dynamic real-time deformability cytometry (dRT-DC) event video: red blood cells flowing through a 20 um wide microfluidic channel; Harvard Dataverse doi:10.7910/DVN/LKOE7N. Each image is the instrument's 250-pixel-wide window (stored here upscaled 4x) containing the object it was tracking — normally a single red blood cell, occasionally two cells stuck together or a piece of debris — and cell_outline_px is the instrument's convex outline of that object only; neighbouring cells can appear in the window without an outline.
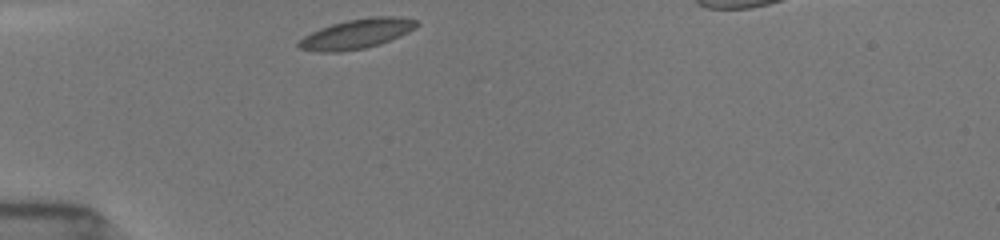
{"species": "common noctule bat (a hibernating species)", "species_latin": "Nyctalus noctula", "temperature_condition": "room temperature", "stored_images_in_passage": 7, "camera_frame_rate_fps": 3000, "um_per_image_px": 0.085, "animal": {"sex": "female", "body_mass_g": 19.5, "forearm_length_mm": 54.1}, "frame": {"image": 1, "passage_image": 1, "time_ms": 0.0, "image_size_px": [1000, 240], "cell_outline_px": [[420, 24], [416, 28], [400, 36], [380, 44], [364, 48], [340, 52], [320, 52], [300, 48], [296, 44], [304, 36], [320, 28], [332, 24], [348, 20], [372, 16], [400, 16], [416, 20]], "centroid_in_image_um": [30.36, 2.87], "position_along_channel_um": 54.6, "area_um2": 20.4}}
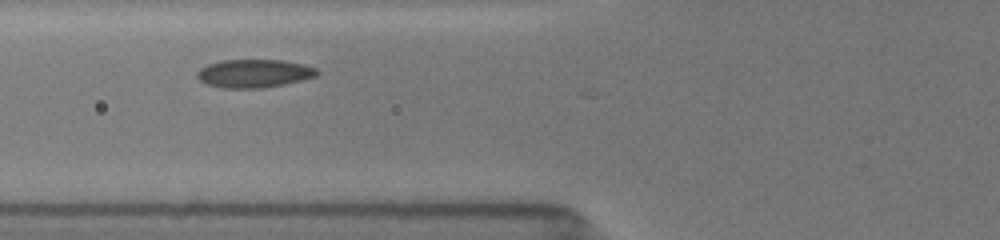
{"frame": {"image": 2, "passage_image": 4, "time_ms": 1.0, "image_size_px": [1000, 240], "cell_outline_px": [[320, 72], [316, 76], [284, 84], [260, 88], [220, 88], [208, 84], [200, 80], [196, 76], [196, 72], [200, 68], [208, 64], [224, 60], [284, 60], [304, 64], [316, 68]], "centroid_in_image_um": [21.59, 6.24], "position_along_channel_um": 104.2, "area_um2": 19.71}}
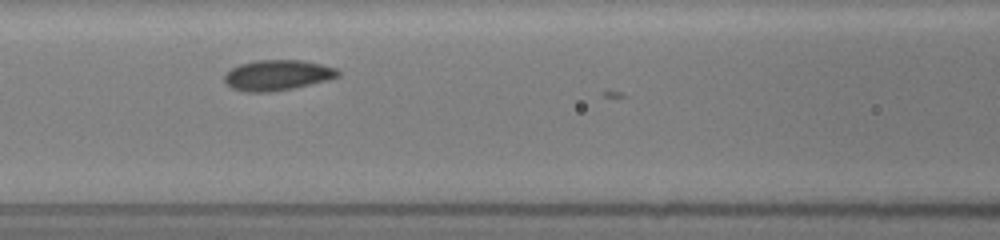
{"frame": {"image": 3, "passage_image": 6, "time_ms": 1.667, "image_size_px": [1000, 240], "cell_outline_px": [[340, 76], [328, 80], [292, 88], [268, 92], [248, 92], [232, 88], [224, 80], [224, 76], [232, 68], [240, 64], [256, 60], [300, 60], [320, 64], [336, 68], [340, 72]], "centroid_in_image_um": [23.59, 6.38], "position_along_channel_um": 143.0, "area_um2": 19.94}}